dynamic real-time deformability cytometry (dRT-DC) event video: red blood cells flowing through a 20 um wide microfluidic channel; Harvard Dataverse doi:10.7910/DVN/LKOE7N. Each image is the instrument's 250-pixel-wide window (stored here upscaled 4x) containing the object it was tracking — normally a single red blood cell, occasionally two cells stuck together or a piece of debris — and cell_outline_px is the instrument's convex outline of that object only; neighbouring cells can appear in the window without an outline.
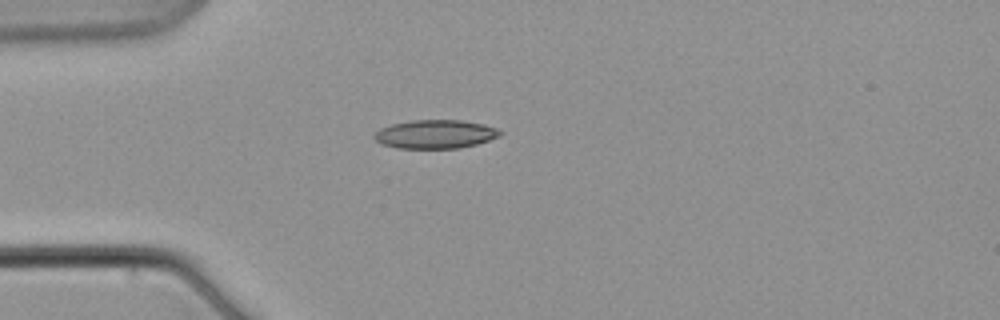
{"species": "common noctule bat (a hibernating species)", "species_latin": "Nyctalus noctula", "temperature_condition": "warm", "stored_images_in_passage": 1, "camera_frame_rate_fps": 3000, "um_per_image_px": 0.085, "animal": {"sex": "male", "body_mass_g": 21.5, "forearm_length_mm": 52.0}, "frame": {"image": 1, "passage_image": 1, "time_ms": 0.0, "image_size_px": [1000, 320], "cell_outline_px": [[504, 132], [500, 136], [476, 144], [460, 148], [396, 148], [380, 144], [372, 136], [380, 128], [392, 124], [412, 120], [460, 120], [484, 124], [496, 128]], "centroid_in_image_um": [36.99, 11.4], "position_along_channel_um": 48.0, "area_um2": 21.04}}